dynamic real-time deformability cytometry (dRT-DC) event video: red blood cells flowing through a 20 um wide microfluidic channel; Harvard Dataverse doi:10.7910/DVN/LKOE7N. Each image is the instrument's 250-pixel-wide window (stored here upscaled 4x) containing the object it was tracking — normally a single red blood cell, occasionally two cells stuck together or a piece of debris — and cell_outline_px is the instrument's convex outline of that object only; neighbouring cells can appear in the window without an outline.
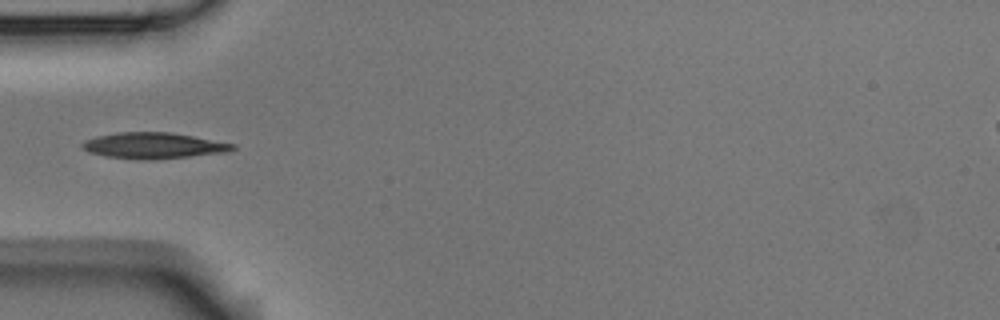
{"species": "Egyptian fruit bat (a non-hibernating species)", "species_latin": "Rousettus aegyptiacus", "temperature_condition": "room temperature", "stored_images_in_passage": 4, "camera_frame_rate_fps": 3000, "um_per_image_px": 0.085, "animal": {"sex": "male"}, "frame": {"image": 1, "passage_image": 4, "time_ms": 3.333, "image_size_px": [1000, 320], "cell_outline_px": [[236, 148], [228, 152], [156, 160], [140, 160], [104, 156], [88, 152], [80, 144], [84, 140], [96, 136], [116, 132], [168, 132], [192, 136], [236, 144]], "centroid_in_image_um": [13.03, 12.38], "position_along_channel_um": 72.0, "area_um2": 23.0}}